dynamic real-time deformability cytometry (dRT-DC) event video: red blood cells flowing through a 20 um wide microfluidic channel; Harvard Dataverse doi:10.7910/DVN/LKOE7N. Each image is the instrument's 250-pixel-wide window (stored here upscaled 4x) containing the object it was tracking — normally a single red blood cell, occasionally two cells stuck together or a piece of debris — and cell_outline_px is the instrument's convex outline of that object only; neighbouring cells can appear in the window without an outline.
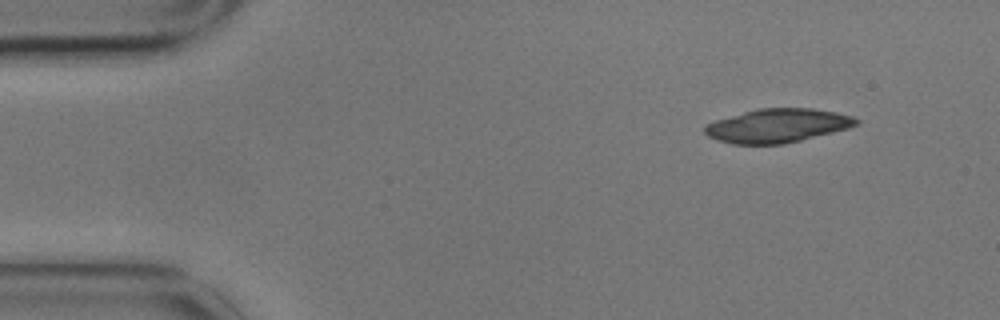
{"species": "common noctule bat (a hibernating species)", "species_latin": "Nyctalus noctula", "temperature_condition": "cold", "stored_images_in_passage": 8, "camera_frame_rate_fps": 3000, "um_per_image_px": 0.085, "animal": {"sex": "male", "body_mass_g": 17.9}, "frame": {"image": 1, "passage_image": 1, "time_ms": 0.0, "image_size_px": [1000, 320], "cell_outline_px": [[860, 124], [848, 128], [784, 144], [732, 144], [716, 140], [708, 136], [704, 132], [704, 124], [716, 120], [744, 112], [760, 108], [812, 108], [836, 112], [852, 116], [860, 120]], "centroid_in_image_um": [66.08, 10.68], "position_along_channel_um": 18.9, "area_um2": 29.77}}